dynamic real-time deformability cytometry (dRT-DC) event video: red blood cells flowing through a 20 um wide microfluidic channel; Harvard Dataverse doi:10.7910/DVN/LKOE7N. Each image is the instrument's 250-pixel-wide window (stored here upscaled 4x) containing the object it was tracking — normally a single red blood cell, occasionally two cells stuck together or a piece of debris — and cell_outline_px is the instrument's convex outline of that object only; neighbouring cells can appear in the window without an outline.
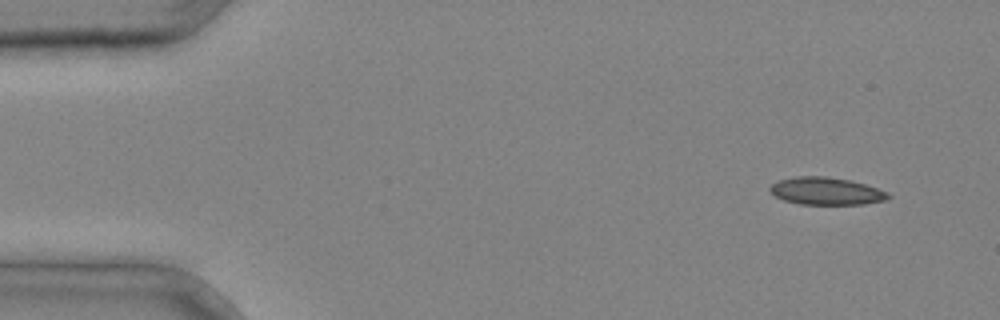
{"species": "common noctule bat (a hibernating species)", "species_latin": "Nyctalus noctula", "temperature_condition": "cold", "stored_images_in_passage": 2, "camera_frame_rate_fps": 3000, "um_per_image_px": 0.085, "animal": {"sex": "male", "body_mass_g": 20.4}, "frame": {"image": 1, "passage_image": 1, "time_ms": 0.0, "image_size_px": [1000, 320], "cell_outline_px": [[892, 196], [888, 200], [864, 204], [800, 204], [784, 200], [776, 196], [768, 188], [772, 184], [780, 180], [796, 176], [824, 176], [852, 180], [888, 192]], "centroid_in_image_um": [70.26, 16.24], "position_along_channel_um": 14.7, "area_um2": 18.9}}